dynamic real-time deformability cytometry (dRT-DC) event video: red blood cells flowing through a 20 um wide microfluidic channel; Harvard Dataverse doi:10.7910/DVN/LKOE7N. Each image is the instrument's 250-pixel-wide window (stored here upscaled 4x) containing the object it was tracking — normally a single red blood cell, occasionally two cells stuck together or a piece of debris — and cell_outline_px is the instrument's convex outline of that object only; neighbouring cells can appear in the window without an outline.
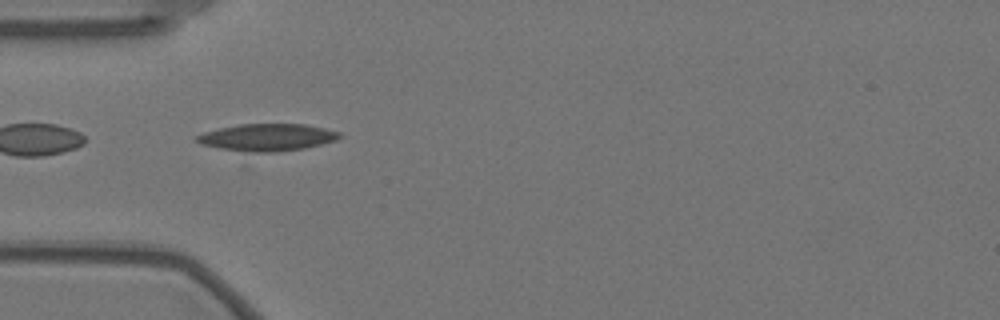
{"species": "Egyptian fruit bat (a non-hibernating species)", "species_latin": "Rousettus aegyptiacus", "temperature_condition": "warm", "stored_images_in_passage": 37, "camera_frame_rate_fps": 3000, "um_per_image_px": 0.085, "animal": {"sex": "female"}, "frame": {"image": 1, "passage_image": 14, "time_ms": 4.333, "image_size_px": [1000, 320], "cell_outline_px": [[344, 136], [336, 140], [304, 148], [256, 156], [252, 156], [200, 144], [192, 140], [196, 136], [204, 132], [220, 128], [240, 124], [304, 124], [324, 128], [340, 132]], "centroid_in_image_um": [22.64, 11.73], "position_along_channel_um": 62.4, "area_um2": 23.64}}